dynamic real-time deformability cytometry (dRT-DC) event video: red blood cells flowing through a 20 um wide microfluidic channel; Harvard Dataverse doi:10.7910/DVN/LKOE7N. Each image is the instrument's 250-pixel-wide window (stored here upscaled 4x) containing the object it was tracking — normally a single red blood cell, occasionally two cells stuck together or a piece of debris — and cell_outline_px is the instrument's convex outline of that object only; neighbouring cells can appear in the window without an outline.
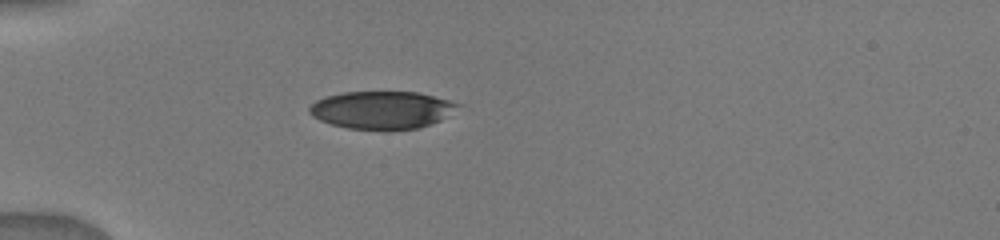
{"species": "human", "species_latin": "Homo sapiens", "temperature_condition": "warm", "stored_images_in_passage": 18, "camera_frame_rate_fps": 3000, "um_per_image_px": 0.085, "donor": {"sex": "male"}, "frame": {"image": 1, "passage_image": 1, "time_ms": 0.0, "image_size_px": [1000, 240], "cell_outline_px": [[460, 104], [440, 120], [416, 128], [384, 132], [348, 128], [332, 124], [320, 120], [312, 116], [308, 112], [308, 108], [316, 100], [324, 96], [344, 92], [416, 92], [448, 100]], "centroid_in_image_um": [32.37, 9.37], "position_along_channel_um": 52.6, "area_um2": 32.66}}
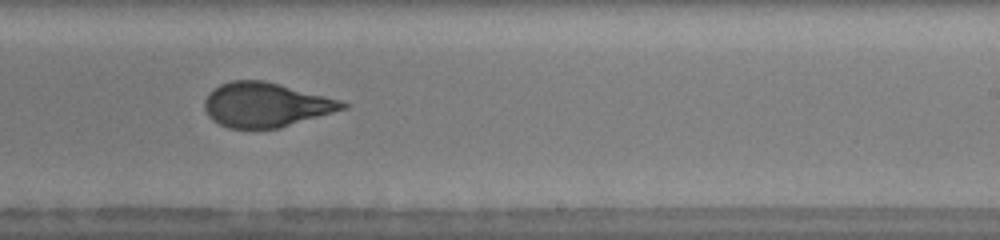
{"frame": {"image": 2, "passage_image": 11, "time_ms": 5.667, "image_size_px": [1000, 240], "cell_outline_px": [[352, 104], [348, 108], [280, 128], [228, 128], [212, 120], [208, 116], [204, 108], [204, 100], [208, 92], [220, 84], [232, 80], [264, 80], [340, 100]], "centroid_in_image_um": [22.58, 8.91], "position_along_channel_um": 266.4, "area_um2": 35.84}}
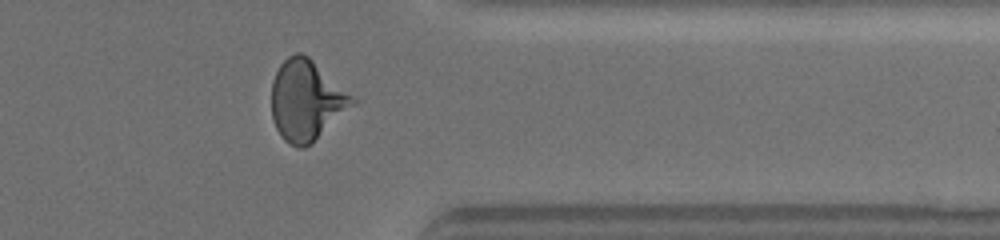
{"frame": {"image": 3, "passage_image": 16, "time_ms": 8.667, "image_size_px": [1000, 240], "cell_outline_px": [[356, 104], [312, 144], [304, 148], [296, 148], [288, 144], [284, 140], [276, 128], [272, 116], [272, 80], [280, 64], [288, 56], [296, 52], [300, 52], [308, 56], [352, 96], [356, 100]], "centroid_in_image_um": [26.03, 8.57], "position_along_channel_um": 385.4, "area_um2": 37.86}}